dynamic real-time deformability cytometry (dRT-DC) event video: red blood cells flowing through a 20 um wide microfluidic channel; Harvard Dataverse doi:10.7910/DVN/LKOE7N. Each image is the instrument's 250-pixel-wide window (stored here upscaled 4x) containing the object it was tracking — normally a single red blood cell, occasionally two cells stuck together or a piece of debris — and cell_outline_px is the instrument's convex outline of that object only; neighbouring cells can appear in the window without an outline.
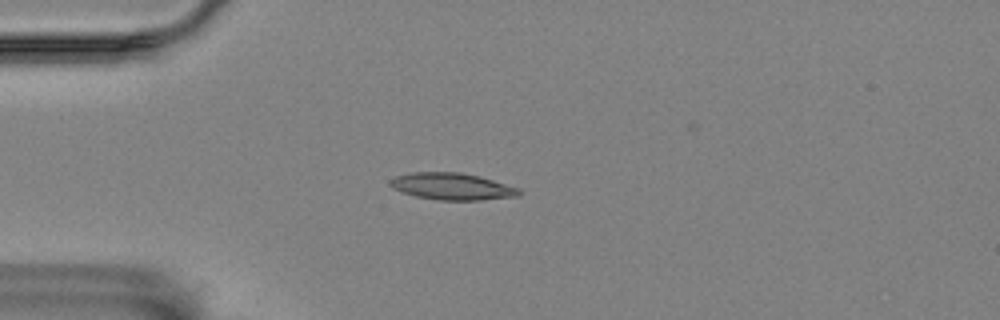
{"species": "Egyptian fruit bat (a non-hibernating species)", "species_latin": "Rousettus aegyptiacus", "temperature_condition": "room temperature", "stored_images_in_passage": 43, "camera_frame_rate_fps": 3000, "um_per_image_px": 0.085, "animal": {"sex": "female"}, "frame": {"image": 1, "passage_image": 1, "time_ms": 0.0, "image_size_px": [1000, 320], "cell_outline_px": [[520, 196], [480, 200], [440, 200], [416, 196], [392, 188], [388, 184], [388, 180], [396, 176], [408, 172], [460, 172], [480, 176], [520, 188]], "centroid_in_image_um": [38.42, 15.84], "position_along_channel_um": 46.6, "area_um2": 20.29}}
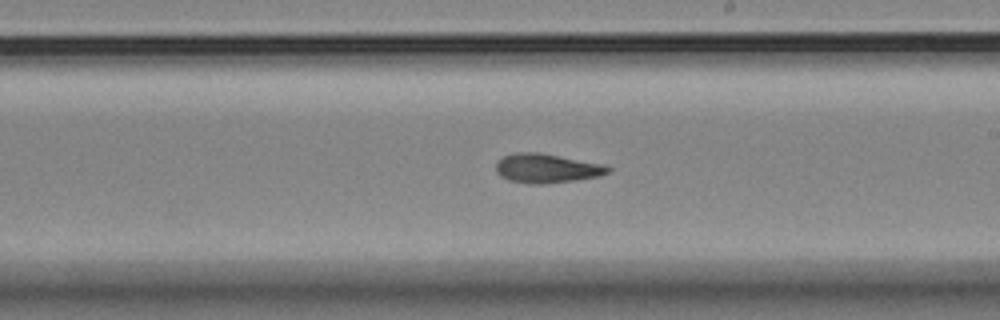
{"frame": {"image": 2, "passage_image": 19, "time_ms": 6.0, "image_size_px": [1000, 320], "cell_outline_px": [[612, 168], [608, 172], [600, 176], [544, 184], [528, 184], [508, 180], [500, 176], [496, 172], [496, 164], [504, 156], [516, 152], [536, 152], [604, 164]], "centroid_in_image_um": [46.45, 14.31], "position_along_channel_um": 242.5, "area_um2": 18.9}}
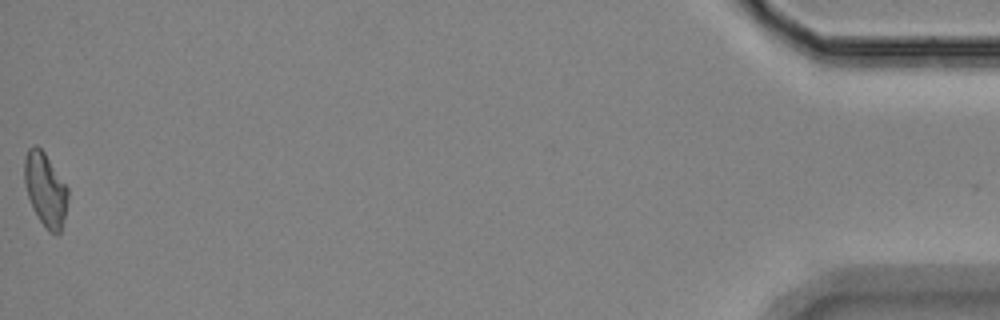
{"frame": {"image": 3, "passage_image": 43, "time_ms": 14.0, "image_size_px": [1000, 320], "cell_outline_px": [[68, 196], [64, 216], [60, 232], [56, 236], [48, 232], [32, 208], [24, 184], [24, 156], [28, 148], [32, 144], [36, 144], [44, 152], [68, 188]], "centroid_in_image_um": [3.83, 16.09], "position_along_channel_um": 431.4, "area_um2": 18.67}, "authors_computed_cell_mechanics": {"area_um2": 18.5538, "velocity_mm_per_s": 3.5249, "shape_relaxation_time_tau1_ms": 8.2157, "shape_relaxation_time_tau2_ms": 4.3781, "deformation_change_tau1": 0.1909, "deformation_change_tau2": 0.1206}}